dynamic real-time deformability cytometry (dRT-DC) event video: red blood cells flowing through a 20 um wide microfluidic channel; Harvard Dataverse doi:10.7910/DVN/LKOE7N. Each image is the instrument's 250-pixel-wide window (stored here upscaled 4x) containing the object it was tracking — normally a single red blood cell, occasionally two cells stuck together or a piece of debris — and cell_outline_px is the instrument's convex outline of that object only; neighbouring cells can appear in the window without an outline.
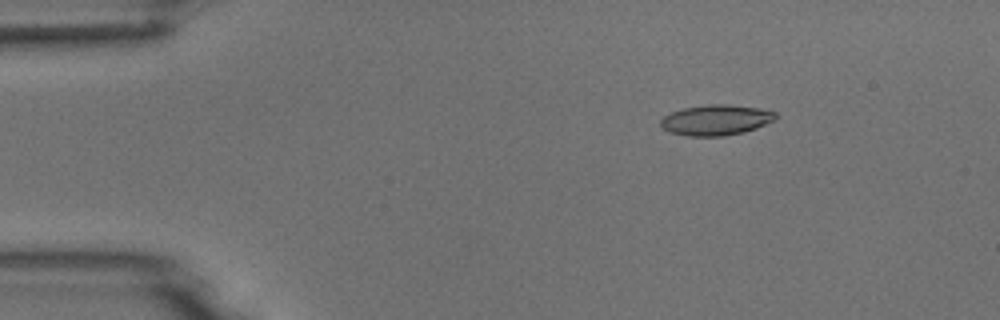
{"species": "common noctule bat (a hibernating species)", "species_latin": "Nyctalus noctula", "temperature_condition": "room temperature", "stored_images_in_passage": 6, "camera_frame_rate_fps": 3000, "um_per_image_px": 0.085, "animal": {"sex": "male", "body_mass_g": 18.8}, "frame": {"image": 1, "passage_image": 3, "time_ms": 2.333, "image_size_px": [1000, 320], "cell_outline_px": [[776, 120], [756, 128], [744, 132], [724, 136], [688, 136], [668, 132], [660, 124], [660, 120], [664, 116], [672, 112], [684, 108], [708, 104], [724, 104], [756, 108], [776, 112]], "centroid_in_image_um": [60.85, 10.21], "position_along_channel_um": 24.2, "area_um2": 20.35}}